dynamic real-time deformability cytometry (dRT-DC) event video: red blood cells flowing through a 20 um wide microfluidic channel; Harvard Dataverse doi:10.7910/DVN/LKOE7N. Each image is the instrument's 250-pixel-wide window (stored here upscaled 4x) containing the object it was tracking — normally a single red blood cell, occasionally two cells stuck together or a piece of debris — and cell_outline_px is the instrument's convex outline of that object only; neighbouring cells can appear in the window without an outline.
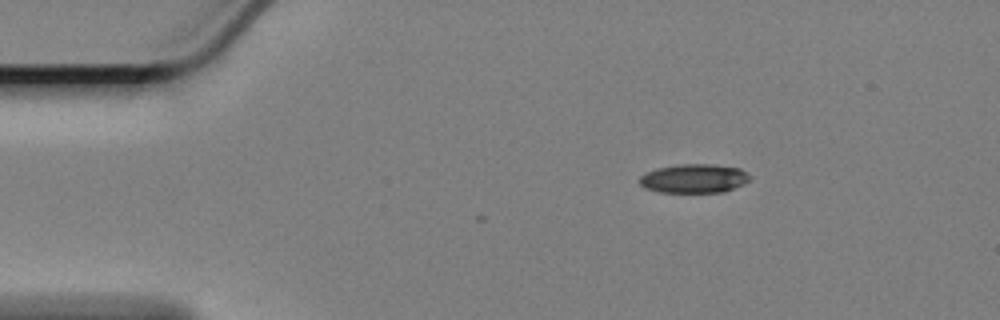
{"species": "Egyptian fruit bat (a non-hibernating species)", "species_latin": "Rousettus aegyptiacus", "temperature_condition": "cold", "stored_images_in_passage": 22, "camera_frame_rate_fps": 3000, "um_per_image_px": 0.085, "animal": {"sex": "female"}, "frame": {"image": 1, "passage_image": 1, "time_ms": 0.0, "image_size_px": [1000, 320], "cell_outline_px": [[752, 176], [744, 184], [724, 192], [660, 192], [644, 188], [640, 184], [640, 176], [656, 168], [680, 164], [712, 164], [740, 168]], "centroid_in_image_um": [59.01, 15.17], "position_along_channel_um": 26.0, "area_um2": 18.61}}
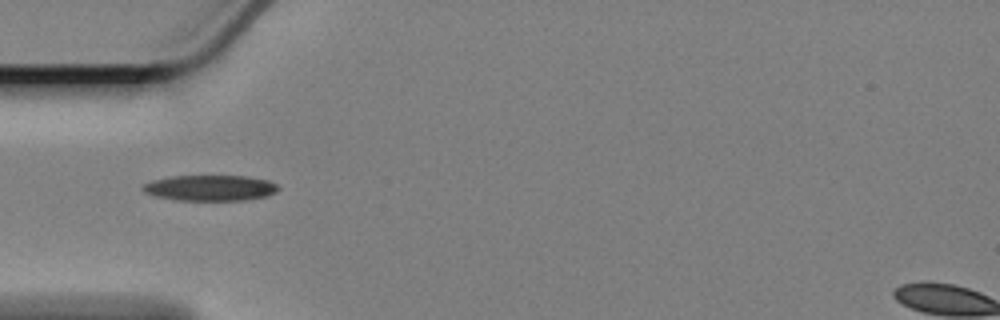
{"frame": {"image": 2, "passage_image": 10, "time_ms": 3.0, "image_size_px": [1000, 320], "cell_outline_px": [[280, 188], [276, 192], [268, 196], [244, 200], [176, 200], [156, 196], [144, 192], [140, 188], [144, 184], [152, 180], [172, 176], [248, 176], [268, 180], [276, 184]], "centroid_in_image_um": [17.88, 15.97], "position_along_channel_um": 67.1, "area_um2": 20.35}}
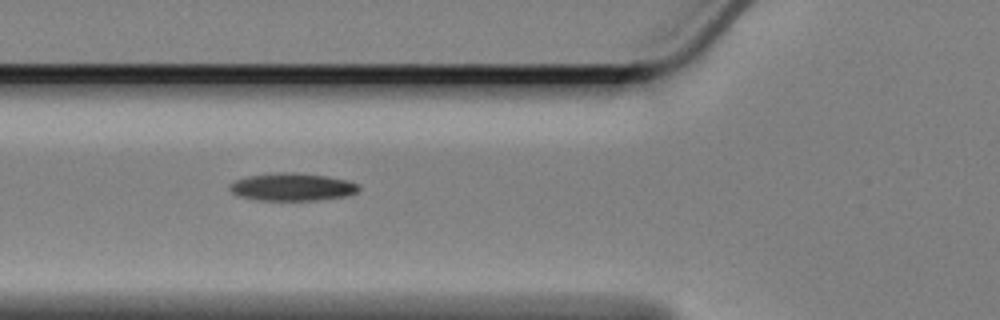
{"frame": {"image": 3, "passage_image": 13, "time_ms": 4.0, "image_size_px": [1000, 320], "cell_outline_px": [[360, 188], [356, 192], [348, 196], [320, 200], [256, 200], [240, 196], [232, 192], [228, 188], [236, 180], [248, 176], [276, 172], [296, 172], [328, 176], [348, 180], [360, 184]], "centroid_in_image_um": [24.89, 15.88], "position_along_channel_um": 100.9, "area_um2": 20.98}}